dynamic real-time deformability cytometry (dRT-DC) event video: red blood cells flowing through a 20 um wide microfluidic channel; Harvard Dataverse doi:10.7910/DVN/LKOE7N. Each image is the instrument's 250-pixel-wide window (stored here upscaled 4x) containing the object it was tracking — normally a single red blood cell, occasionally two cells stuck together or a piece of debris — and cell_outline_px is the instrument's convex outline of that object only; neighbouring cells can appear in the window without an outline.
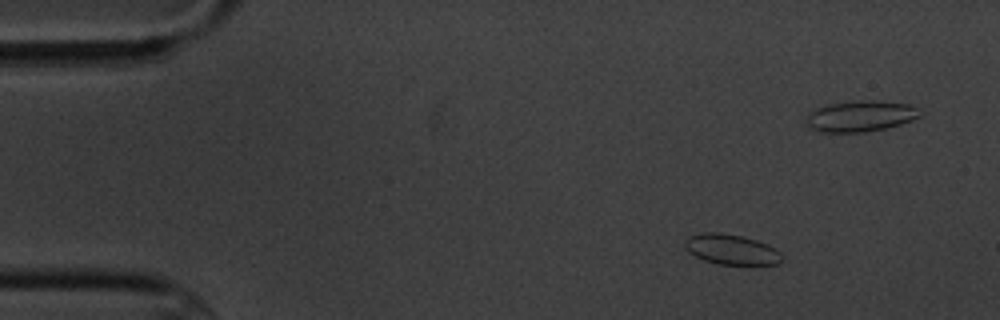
{"species": "common noctule bat (a hibernating species)", "species_latin": "Nyctalus noctula", "temperature_condition": "cold", "stored_images_in_passage": 8, "camera_frame_rate_fps": 3000, "um_per_image_px": 0.085, "animal": {"sex": "male", "body_mass_g": 20.1, "forearm_length_mm": 53.5}, "frame": {"image": 1, "passage_image": 2, "time_ms": 1.0, "image_size_px": [1000, 320], "cell_outline_px": [[784, 260], [780, 264], [716, 264], [704, 260], [688, 252], [684, 248], [684, 240], [688, 236], [704, 232], [720, 232], [740, 236], [756, 240], [768, 244], [780, 252], [784, 256]], "centroid_in_image_um": [62.16, 21.2], "position_along_channel_um": 22.8, "area_um2": 17.28}}
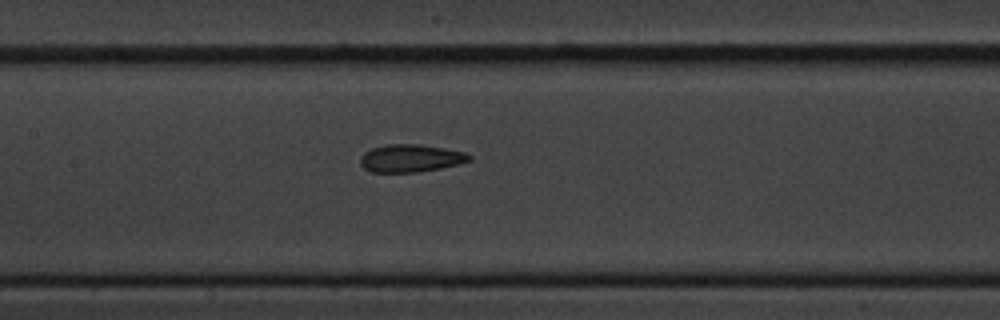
{"frame": {"image": 2, "passage_image": 8, "time_ms": 9.0, "image_size_px": [1000, 320], "cell_outline_px": [[472, 160], [440, 168], [420, 172], [372, 172], [364, 168], [360, 164], [360, 156], [364, 152], [372, 148], [388, 144], [416, 144], [444, 148], [464, 152], [472, 156]], "centroid_in_image_um": [34.88, 13.45], "position_along_channel_um": 172.5, "area_um2": 17.51}}